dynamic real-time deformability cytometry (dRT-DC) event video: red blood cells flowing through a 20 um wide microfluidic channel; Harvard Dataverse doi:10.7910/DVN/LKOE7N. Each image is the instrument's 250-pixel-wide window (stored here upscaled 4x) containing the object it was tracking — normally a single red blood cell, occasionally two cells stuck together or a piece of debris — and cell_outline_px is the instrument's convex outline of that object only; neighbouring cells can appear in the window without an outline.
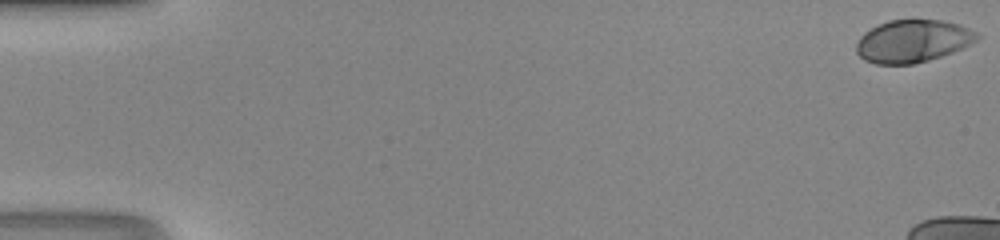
{"species": "human", "species_latin": "Homo sapiens", "temperature_condition": "room temperature", "stored_images_in_passage": 12, "camera_frame_rate_fps": 3000, "um_per_image_px": 0.085, "donor": {"sex": "male"}, "frame": {"image": 1, "passage_image": 1, "time_ms": 0.0, "image_size_px": [1000, 240], "cell_outline_px": [[980, 36], [976, 40], [952, 52], [928, 60], [912, 64], [876, 64], [864, 60], [856, 52], [856, 44], [860, 36], [864, 32], [888, 20], [944, 20], [960, 24], [976, 32]], "centroid_in_image_um": [77.55, 3.49], "position_along_channel_um": 7.4, "area_um2": 29.71}}